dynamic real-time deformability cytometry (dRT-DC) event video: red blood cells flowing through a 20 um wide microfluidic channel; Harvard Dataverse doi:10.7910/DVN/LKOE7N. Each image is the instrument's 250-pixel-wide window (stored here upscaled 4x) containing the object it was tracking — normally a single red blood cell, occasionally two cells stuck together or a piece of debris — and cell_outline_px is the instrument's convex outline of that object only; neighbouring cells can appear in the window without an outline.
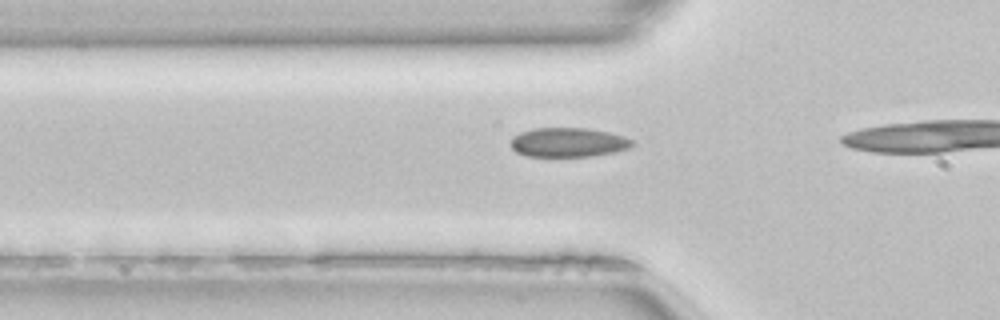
{"species": "common noctule bat (a hibernating species)", "species_latin": "Nyctalus noctula", "temperature_condition": "room temperature", "stored_images_in_passage": 9, "camera_frame_rate_fps": 3000, "um_per_image_px": 0.085, "animal": {"sex": "female", "body_mass_g": 22.7, "forearm_length_mm": 54.2}, "frame": {"image": 1, "passage_image": 4, "time_ms": 1.0, "image_size_px": [1000, 320], "cell_outline_px": [[632, 144], [628, 148], [612, 152], [592, 156], [528, 156], [516, 152], [508, 144], [512, 136], [520, 132], [532, 128], [588, 128], [608, 132], [624, 136], [632, 140]], "centroid_in_image_um": [48.23, 12.09], "position_along_channel_um": 77.6, "area_um2": 20.75}}